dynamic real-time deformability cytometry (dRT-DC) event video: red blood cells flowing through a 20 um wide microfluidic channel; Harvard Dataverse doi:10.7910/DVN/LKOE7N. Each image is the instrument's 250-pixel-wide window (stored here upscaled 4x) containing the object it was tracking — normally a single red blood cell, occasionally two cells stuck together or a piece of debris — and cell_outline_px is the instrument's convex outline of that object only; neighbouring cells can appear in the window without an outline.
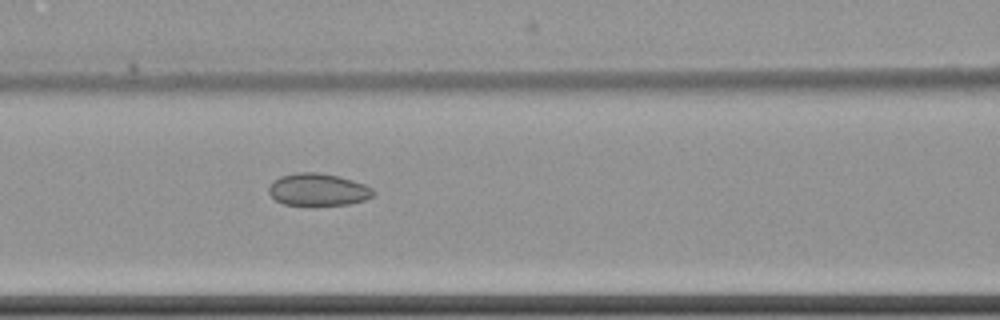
{"species": "common noctule bat (a hibernating species)", "species_latin": "Nyctalus noctula", "temperature_condition": "cold", "stored_images_in_passage": 8, "camera_frame_rate_fps": 3000, "um_per_image_px": 0.085, "animal": {"sex": "female", "body_mass_g": 22.7, "forearm_length_mm": 54.2}, "frame": {"image": 1, "passage_image": 8, "time_ms": 9.333, "image_size_px": [1000, 320], "cell_outline_px": [[376, 192], [372, 196], [364, 200], [348, 204], [284, 204], [276, 200], [268, 192], [268, 188], [280, 176], [296, 172], [316, 172], [340, 176], [364, 184], [372, 188]], "centroid_in_image_um": [27.05, 16.1], "position_along_channel_um": 139.5, "area_um2": 19.36}}